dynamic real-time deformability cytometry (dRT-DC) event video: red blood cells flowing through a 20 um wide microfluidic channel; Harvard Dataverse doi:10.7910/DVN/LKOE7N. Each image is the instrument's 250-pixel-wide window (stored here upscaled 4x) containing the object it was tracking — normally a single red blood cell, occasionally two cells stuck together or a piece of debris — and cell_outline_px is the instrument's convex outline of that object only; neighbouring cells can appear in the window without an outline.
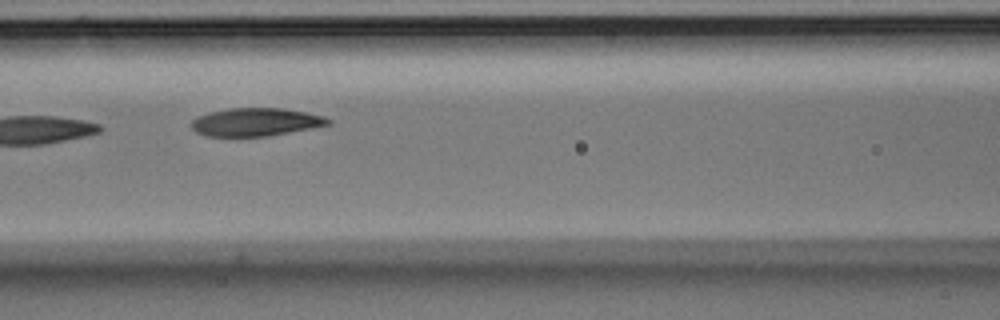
{"species": "Egyptian fruit bat (a non-hibernating species)", "species_latin": "Rousettus aegyptiacus", "temperature_condition": "room temperature", "stored_images_in_passage": 15, "camera_frame_rate_fps": 3000, "um_per_image_px": 0.085, "animal": {"sex": "male"}, "frame": {"image": 1, "passage_image": 7, "time_ms": 2.0, "image_size_px": [1000, 320], "cell_outline_px": [[332, 124], [312, 128], [268, 136], [204, 136], [196, 132], [188, 124], [192, 120], [200, 116], [212, 112], [228, 108], [284, 108], [324, 116], [332, 120]], "centroid_in_image_um": [21.75, 10.38], "position_along_channel_um": 144.9, "area_um2": 22.37}}
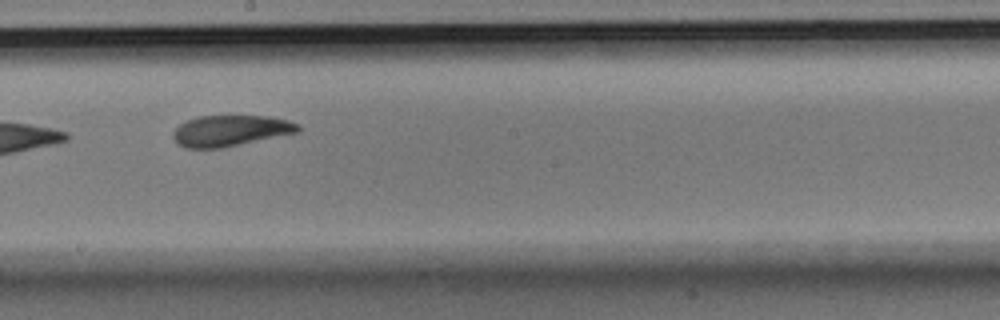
{"frame": {"image": 2, "passage_image": 9, "time_ms": 2.667, "image_size_px": [1000, 320], "cell_outline_px": [[300, 132], [224, 148], [184, 148], [176, 144], [172, 136], [172, 132], [180, 124], [196, 116], [268, 116], [288, 120], [300, 124]], "centroid_in_image_um": [19.59, 11.12], "position_along_channel_um": 228.6, "area_um2": 22.89}}
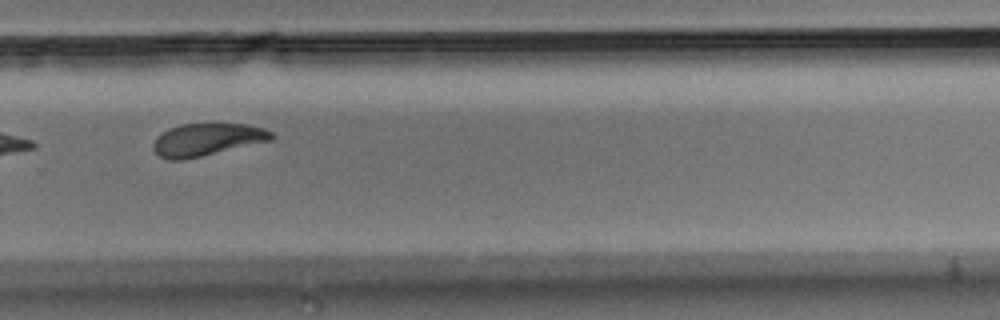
{"frame": {"image": 3, "passage_image": 11, "time_ms": 3.333, "image_size_px": [1000, 320], "cell_outline_px": [[276, 136], [272, 140], [200, 156], [180, 160], [168, 160], [160, 156], [152, 148], [152, 144], [156, 136], [168, 128], [180, 124], [248, 124], [264, 128], [272, 132]], "centroid_in_image_um": [17.58, 11.85], "position_along_channel_um": 312.2, "area_um2": 22.31}}